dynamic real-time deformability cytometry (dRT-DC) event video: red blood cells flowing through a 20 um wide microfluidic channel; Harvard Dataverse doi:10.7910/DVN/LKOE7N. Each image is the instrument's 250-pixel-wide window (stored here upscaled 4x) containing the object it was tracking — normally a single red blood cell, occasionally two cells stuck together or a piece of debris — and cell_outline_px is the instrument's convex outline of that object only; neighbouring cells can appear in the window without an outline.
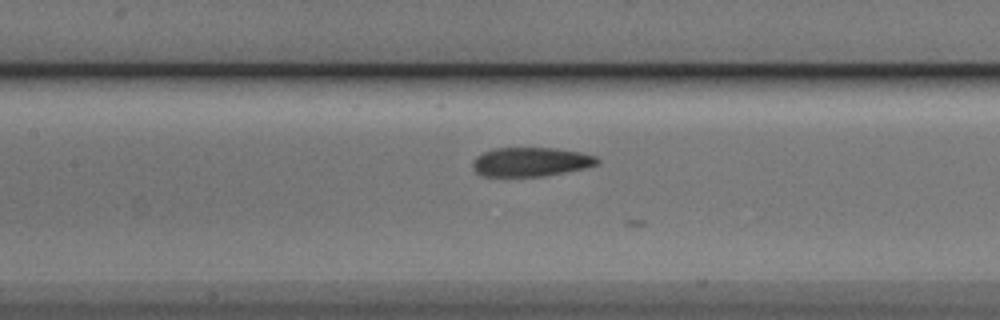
{"species": "Egyptian fruit bat (a non-hibernating species)", "species_latin": "Rousettus aegyptiacus", "temperature_condition": "cold", "stored_images_in_passage": 18, "camera_frame_rate_fps": 3000, "um_per_image_px": 0.085, "animal": {"sex": "male"}, "frame": {"image": 1, "passage_image": 11, "time_ms": 3.333, "image_size_px": [1000, 320], "cell_outline_px": [[600, 164], [584, 168], [544, 176], [480, 176], [472, 168], [472, 160], [476, 156], [484, 152], [496, 148], [552, 148], [580, 152], [596, 156], [600, 160]], "centroid_in_image_um": [45.1, 13.76], "position_along_channel_um": 162.3, "area_um2": 21.15}}
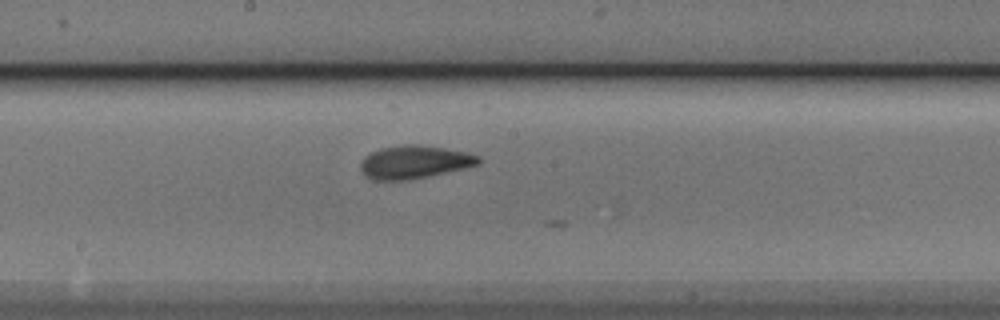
{"frame": {"image": 2, "passage_image": 15, "time_ms": 4.667, "image_size_px": [1000, 320], "cell_outline_px": [[480, 164], [464, 168], [428, 176], [408, 180], [372, 180], [360, 168], [360, 164], [364, 156], [380, 148], [404, 144], [420, 144], [444, 148], [464, 152], [480, 156]], "centroid_in_image_um": [35.21, 13.76], "position_along_channel_um": 213.0, "area_um2": 22.6}}